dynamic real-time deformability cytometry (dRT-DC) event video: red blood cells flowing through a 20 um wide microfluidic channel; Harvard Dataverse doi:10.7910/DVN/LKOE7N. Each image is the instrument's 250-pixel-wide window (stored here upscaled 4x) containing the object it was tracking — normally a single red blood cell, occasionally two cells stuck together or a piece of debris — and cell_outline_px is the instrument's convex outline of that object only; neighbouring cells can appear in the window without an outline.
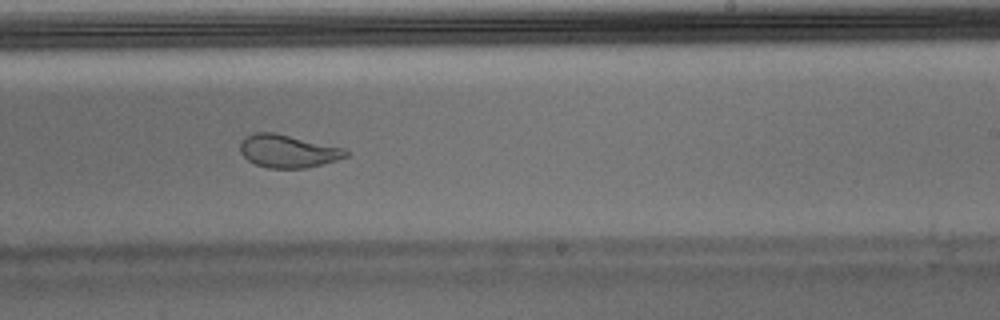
{"species": "Egyptian fruit bat (a non-hibernating species)", "species_latin": "Rousettus aegyptiacus", "temperature_condition": "warm", "stored_images_in_passage": 53, "camera_frame_rate_fps": 3000, "um_per_image_px": 0.085, "animal": {"sex": "male"}, "frame": {"image": 1, "passage_image": 31, "time_ms": 10.0, "image_size_px": [1000, 320], "cell_outline_px": [[348, 156], [336, 160], [304, 168], [268, 168], [256, 164], [248, 160], [240, 152], [240, 140], [244, 136], [252, 132], [276, 132], [344, 148], [348, 152]], "centroid_in_image_um": [24.42, 12.82], "position_along_channel_um": 264.6, "area_um2": 20.35}}
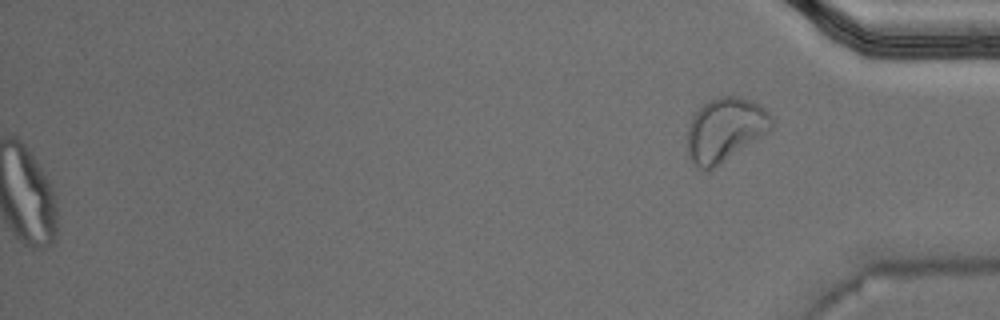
{"frame": {"image": 2, "passage_image": 53, "time_ms": 17.333, "image_size_px": [1000, 320], "cell_outline_px": [[772, 128], [768, 132], [708, 172], [700, 168], [688, 156], [688, 124], [692, 116], [704, 104], [720, 96], [740, 96], [752, 100], [760, 104], [772, 116]], "centroid_in_image_um": [61.64, 11.01], "position_along_channel_um": 373.6, "area_um2": 31.15}, "authors_computed_cell_mechanics": {"area_um2": 22.1952, "velocity_mm_per_s": 3.7617, "shape_relaxation_time_tau1_ms": null, "shape_relaxation_time_tau2_ms": 0.984, "deformation_change_tau1": null, "deformation_change_tau2": 0.0687}}